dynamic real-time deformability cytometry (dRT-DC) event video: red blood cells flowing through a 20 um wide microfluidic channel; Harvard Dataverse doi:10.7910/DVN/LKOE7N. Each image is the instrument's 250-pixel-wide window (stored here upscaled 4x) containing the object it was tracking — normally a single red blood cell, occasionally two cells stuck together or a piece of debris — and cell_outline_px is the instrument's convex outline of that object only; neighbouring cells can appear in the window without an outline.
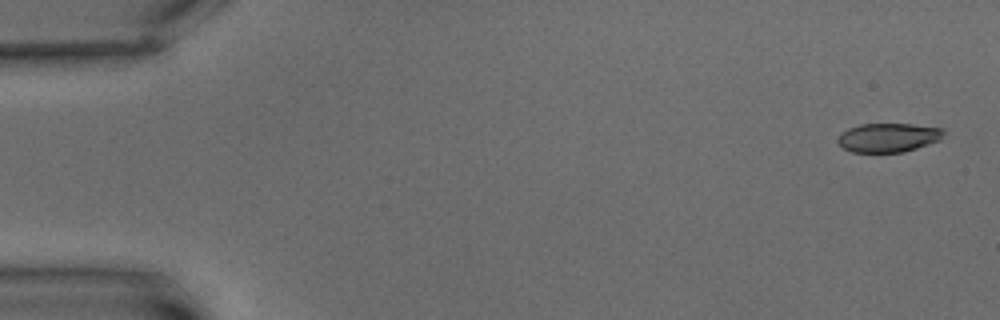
{"species": "common noctule bat (a hibernating species)", "species_latin": "Nyctalus noctula", "temperature_condition": "warm", "stored_images_in_passage": 5, "camera_frame_rate_fps": 3000, "um_per_image_px": 0.085, "animal": {"sex": "male", "body_mass_g": 15.6}, "frame": {"image": 1, "passage_image": 1, "time_ms": 0.0, "image_size_px": [1000, 320], "cell_outline_px": [[944, 132], [940, 140], [904, 152], [852, 152], [844, 148], [836, 140], [840, 132], [848, 128], [860, 124], [912, 124], [944, 128]], "centroid_in_image_um": [75.49, 11.68], "position_along_channel_um": 9.5, "area_um2": 17.92}}
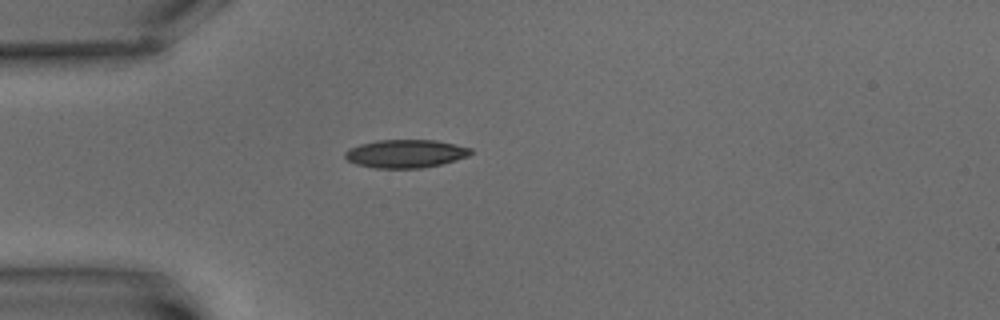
{"frame": {"image": 2, "passage_image": 5, "time_ms": 5.333, "image_size_px": [1000, 320], "cell_outline_px": [[472, 152], [468, 156], [456, 160], [440, 164], [420, 168], [376, 168], [356, 164], [348, 160], [344, 156], [344, 152], [348, 148], [360, 144], [376, 140], [436, 140], [472, 148]], "centroid_in_image_um": [34.45, 13.05], "position_along_channel_um": 50.5, "area_um2": 20.63}}